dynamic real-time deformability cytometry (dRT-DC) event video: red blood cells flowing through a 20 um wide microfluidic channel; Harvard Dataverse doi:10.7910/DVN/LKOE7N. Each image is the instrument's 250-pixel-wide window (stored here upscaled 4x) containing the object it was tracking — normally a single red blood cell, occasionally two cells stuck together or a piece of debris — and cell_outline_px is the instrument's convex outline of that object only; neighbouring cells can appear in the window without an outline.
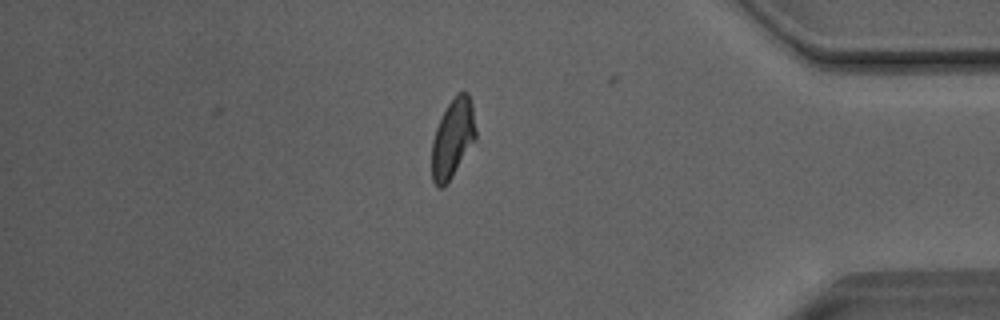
{"species": "Egyptian fruit bat (a non-hibernating species)", "species_latin": "Rousettus aegyptiacus", "temperature_condition": "room temperature", "stored_images_in_passage": 31, "camera_frame_rate_fps": 3000, "um_per_image_px": 0.085, "animal": {"sex": "male"}, "frame": {"image": 1, "passage_image": 31, "time_ms": 10.0, "image_size_px": [1000, 320], "cell_outline_px": [[476, 140], [448, 184], [444, 188], [436, 188], [432, 180], [432, 140], [436, 128], [448, 104], [456, 92], [468, 92], [472, 100], [476, 132]], "centroid_in_image_um": [38.49, 11.79], "position_along_channel_um": 396.7, "area_um2": 20.63}, "authors_computed_cell_mechanics": {"area_um2": 22.1952, "velocity_mm_per_s": 4.0514, "shape_relaxation_time_tau1_ms": null, "shape_relaxation_time_tau2_ms": 2.2317, "deformation_change_tau1": null, "deformation_change_tau2": 0.0938}}